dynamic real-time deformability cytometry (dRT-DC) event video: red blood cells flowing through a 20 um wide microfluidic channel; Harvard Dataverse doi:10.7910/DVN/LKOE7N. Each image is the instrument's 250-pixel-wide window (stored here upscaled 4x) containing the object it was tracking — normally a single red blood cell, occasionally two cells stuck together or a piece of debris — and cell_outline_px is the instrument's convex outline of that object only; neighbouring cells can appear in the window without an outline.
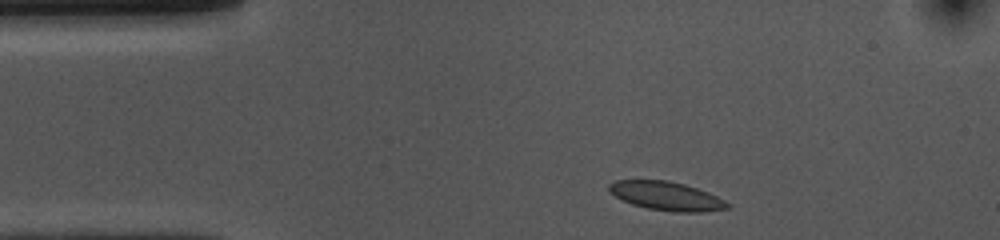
{"species": "common noctule bat (a hibernating species)", "species_latin": "Nyctalus noctula", "temperature_condition": "cold", "stored_images_in_passage": 36, "camera_frame_rate_fps": 3000, "um_per_image_px": 0.085, "animal": {"sex": "female", "body_mass_g": 10.0, "forearm_length_mm": 53.1}, "frame": {"image": 1, "passage_image": 2, "time_ms": 0.333, "image_size_px": [1000, 240], "cell_outline_px": [[732, 204], [728, 208], [704, 212], [676, 212], [648, 208], [632, 204], [616, 196], [608, 188], [608, 184], [616, 180], [668, 180], [684, 184], [708, 192]], "centroid_in_image_um": [56.68, 16.66], "position_along_channel_um": 28.3, "area_um2": 19.65}}
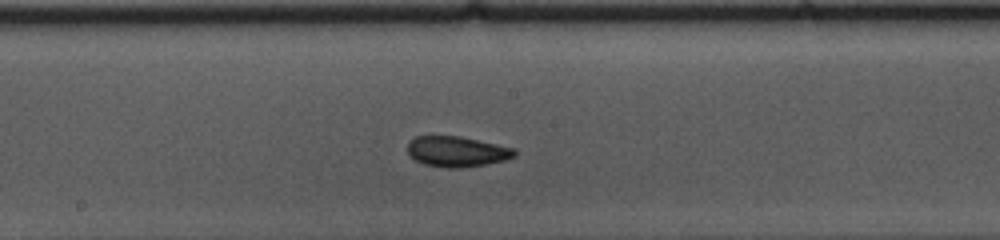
{"frame": {"image": 2, "passage_image": 20, "time_ms": 6.333, "image_size_px": [1000, 240], "cell_outline_px": [[516, 156], [504, 160], [488, 164], [460, 168], [448, 168], [424, 164], [416, 160], [408, 152], [408, 144], [416, 136], [460, 136], [516, 148]], "centroid_in_image_um": [38.88, 12.88], "position_along_channel_um": 209.3, "area_um2": 18.96}}
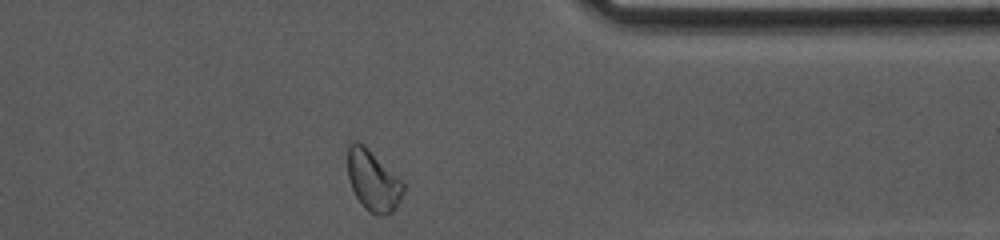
{"frame": {"image": 3, "passage_image": 35, "time_ms": 11.333, "image_size_px": [1000, 240], "cell_outline_px": [[404, 192], [400, 200], [392, 212], [384, 216], [376, 216], [364, 208], [356, 196], [352, 188], [348, 176], [348, 144], [352, 140], [356, 140], [364, 144], [404, 180]], "centroid_in_image_um": [31.73, 15.33], "position_along_channel_um": 379.7, "area_um2": 20.11}, "authors_computed_cell_mechanics": {"area_um2": 19.0162, "velocity_mm_per_s": 3.6874, "shape_relaxation_time_tau1_ms": 7.8069, "shape_relaxation_time_tau2_ms": null, "deformation_change_tau1": 0.1091, "deformation_change_tau2": null}}